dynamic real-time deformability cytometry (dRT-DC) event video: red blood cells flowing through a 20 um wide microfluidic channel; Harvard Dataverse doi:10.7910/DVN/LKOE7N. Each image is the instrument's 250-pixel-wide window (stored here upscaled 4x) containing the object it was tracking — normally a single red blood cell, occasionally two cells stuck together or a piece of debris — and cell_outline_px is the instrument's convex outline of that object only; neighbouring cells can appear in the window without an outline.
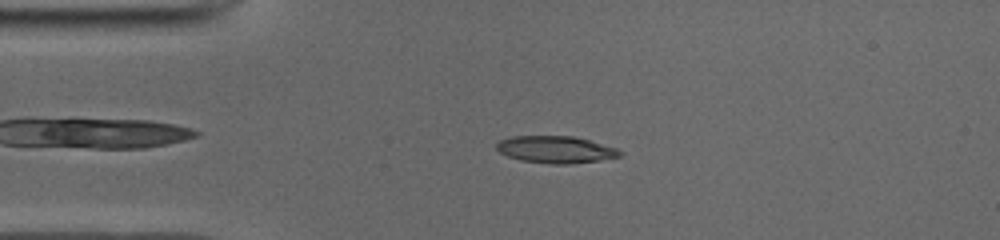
{"species": "common noctule bat (a hibernating species)", "species_latin": "Nyctalus noctula", "temperature_condition": "cold", "stored_images_in_passage": 48, "camera_frame_rate_fps": 3000, "um_per_image_px": 0.085, "animal": {"sex": "male", "body_mass_g": 19.0, "forearm_length_mm": 50.8}, "frame": {"image": 1, "passage_image": 9, "time_ms": 2.667, "image_size_px": [1000, 240], "cell_outline_px": [[624, 152], [620, 156], [600, 160], [568, 164], [552, 164], [520, 160], [508, 156], [500, 152], [496, 148], [496, 144], [500, 140], [512, 136], [572, 136], [588, 140], [616, 148]], "centroid_in_image_um": [47.22, 12.71], "position_along_channel_um": 37.8, "area_um2": 19.31}}
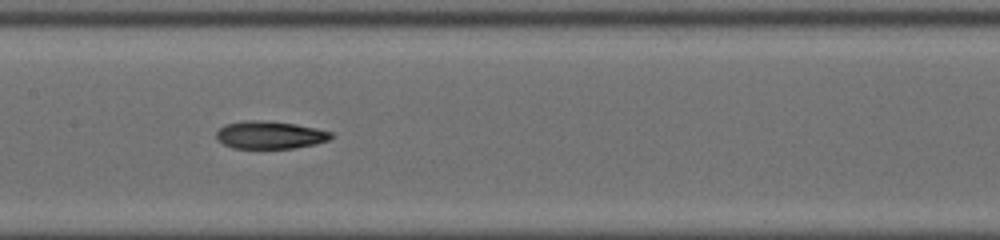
{"frame": {"image": 2, "passage_image": 22, "time_ms": 7.0, "image_size_px": [1000, 240], "cell_outline_px": [[332, 136], [328, 140], [316, 144], [292, 148], [232, 148], [216, 140], [216, 132], [224, 124], [248, 120], [260, 120], [296, 124], [316, 128], [332, 132]], "centroid_in_image_um": [22.92, 11.47], "position_along_channel_um": 184.5, "area_um2": 18.5}}
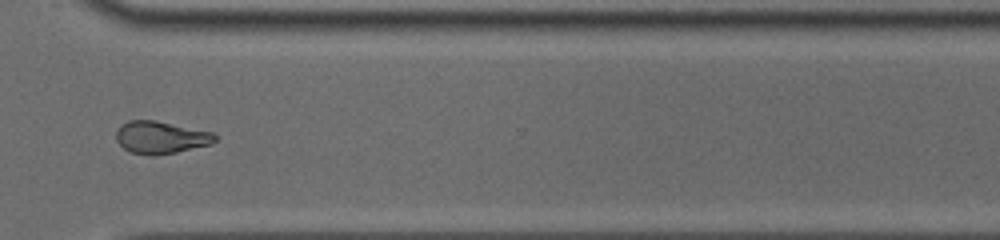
{"frame": {"image": 3, "passage_image": 35, "time_ms": 11.333, "image_size_px": [1000, 240], "cell_outline_px": [[216, 140], [212, 144], [176, 152], [152, 156], [128, 152], [116, 140], [116, 132], [120, 124], [128, 120], [156, 120], [212, 132], [216, 136]], "centroid_in_image_um": [13.64, 11.68], "position_along_channel_um": 357.0, "area_um2": 18.79}, "authors_computed_cell_mechanics": {"area_um2": 18.6983, "velocity_mm_per_s": 3.9688, "shape_relaxation_time_tau1_ms": 9.0726, "shape_relaxation_time_tau2_ms": 5.2855, "deformation_change_tau1": 0.2645, "deformation_change_tau2": 0.1325}}